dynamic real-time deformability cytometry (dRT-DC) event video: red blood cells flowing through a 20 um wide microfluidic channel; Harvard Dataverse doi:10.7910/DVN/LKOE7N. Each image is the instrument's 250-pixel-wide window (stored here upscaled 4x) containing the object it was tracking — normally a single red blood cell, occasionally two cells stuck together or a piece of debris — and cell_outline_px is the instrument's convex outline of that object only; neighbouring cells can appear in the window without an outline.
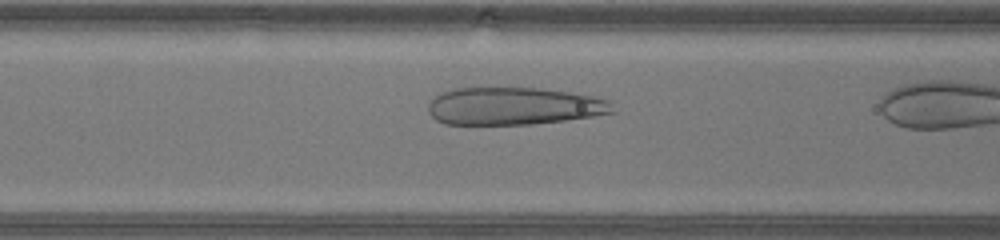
{"species": "human", "species_latin": "Homo sapiens", "temperature_condition": "warm", "stored_images_in_passage": 10, "camera_frame_rate_fps": 3000, "um_per_image_px": 0.085, "donor": {"sex": "male"}, "frame": {"image": 1, "passage_image": 7, "time_ms": 2.0, "image_size_px": [1000, 240], "cell_outline_px": [[616, 112], [596, 116], [532, 124], [444, 124], [436, 120], [428, 112], [428, 104], [440, 92], [456, 88], [540, 88], [568, 92], [592, 96], [608, 100]], "centroid_in_image_um": [43.66, 9.02], "position_along_channel_um": 122.9, "area_um2": 40.29}}